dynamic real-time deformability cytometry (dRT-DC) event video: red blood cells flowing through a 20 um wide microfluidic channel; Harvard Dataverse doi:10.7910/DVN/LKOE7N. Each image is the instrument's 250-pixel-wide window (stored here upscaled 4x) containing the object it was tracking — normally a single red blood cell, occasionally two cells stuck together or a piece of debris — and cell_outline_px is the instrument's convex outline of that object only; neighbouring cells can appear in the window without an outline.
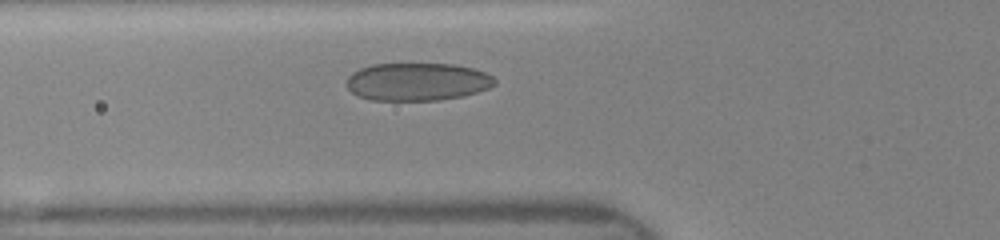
{"species": "human", "species_latin": "Homo sapiens", "temperature_condition": "room temperature", "stored_images_in_passage": 10, "camera_frame_rate_fps": 3000, "um_per_image_px": 0.085, "donor": {"sex": "female"}, "frame": {"image": 1, "passage_image": 2, "time_ms": 0.333, "image_size_px": [1000, 240], "cell_outline_px": [[496, 84], [488, 88], [464, 96], [436, 100], [372, 100], [356, 96], [344, 84], [348, 76], [352, 72], [360, 68], [372, 64], [452, 64], [472, 68], [484, 72], [492, 76], [496, 80]], "centroid_in_image_um": [35.43, 6.95], "position_along_channel_um": 90.4, "area_um2": 32.77}}
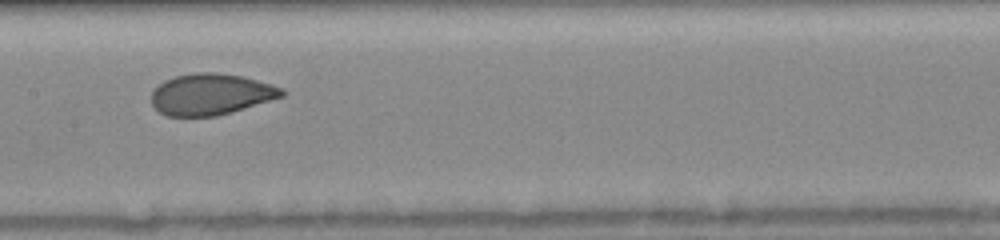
{"frame": {"image": 2, "passage_image": 8, "time_ms": 2.667, "image_size_px": [1000, 240], "cell_outline_px": [[284, 96], [232, 112], [216, 116], [168, 116], [160, 112], [152, 104], [152, 92], [164, 80], [176, 76], [196, 72], [212, 72], [240, 76], [272, 84], [280, 88], [284, 92]], "centroid_in_image_um": [17.92, 8.02], "position_along_channel_um": 189.5, "area_um2": 31.04}}
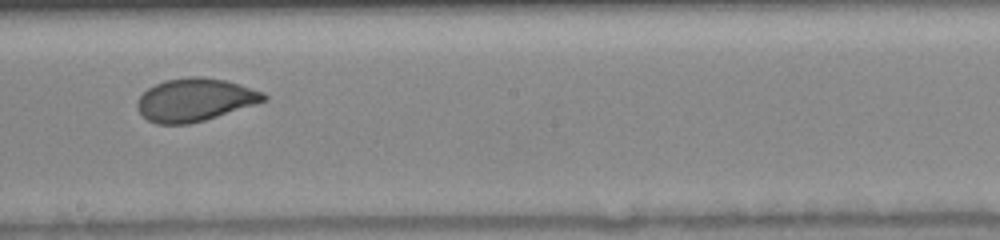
{"frame": {"image": 3, "passage_image": 9, "time_ms": 3.667, "image_size_px": [1000, 240], "cell_outline_px": [[268, 100], [204, 120], [188, 124], [156, 124], [148, 120], [136, 108], [136, 104], [140, 96], [148, 88], [164, 80], [188, 76], [200, 76], [224, 80], [240, 84], [264, 92], [268, 96]], "centroid_in_image_um": [16.57, 8.47], "position_along_channel_um": 231.6, "area_um2": 31.56}}